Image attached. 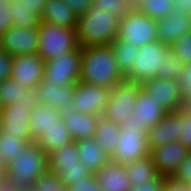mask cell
<instances>
[{"label": "cell", "instance_id": "obj_43", "mask_svg": "<svg viewBox=\"0 0 191 191\" xmlns=\"http://www.w3.org/2000/svg\"><path fill=\"white\" fill-rule=\"evenodd\" d=\"M14 56L0 49V82L11 78Z\"/></svg>", "mask_w": 191, "mask_h": 191}, {"label": "cell", "instance_id": "obj_36", "mask_svg": "<svg viewBox=\"0 0 191 191\" xmlns=\"http://www.w3.org/2000/svg\"><path fill=\"white\" fill-rule=\"evenodd\" d=\"M184 68L185 65L180 62L175 52L170 49L167 52L165 64L163 65V78L179 81L181 72Z\"/></svg>", "mask_w": 191, "mask_h": 191}, {"label": "cell", "instance_id": "obj_14", "mask_svg": "<svg viewBox=\"0 0 191 191\" xmlns=\"http://www.w3.org/2000/svg\"><path fill=\"white\" fill-rule=\"evenodd\" d=\"M1 129L9 135L20 136L32 140L29 123L31 111L29 104L16 102L0 108Z\"/></svg>", "mask_w": 191, "mask_h": 191}, {"label": "cell", "instance_id": "obj_15", "mask_svg": "<svg viewBox=\"0 0 191 191\" xmlns=\"http://www.w3.org/2000/svg\"><path fill=\"white\" fill-rule=\"evenodd\" d=\"M189 150L179 141L160 145L150 151L158 174L172 177L180 164L188 155Z\"/></svg>", "mask_w": 191, "mask_h": 191}, {"label": "cell", "instance_id": "obj_41", "mask_svg": "<svg viewBox=\"0 0 191 191\" xmlns=\"http://www.w3.org/2000/svg\"><path fill=\"white\" fill-rule=\"evenodd\" d=\"M68 191H101L96 177L91 174L89 177H82V180L71 183L67 187Z\"/></svg>", "mask_w": 191, "mask_h": 191}, {"label": "cell", "instance_id": "obj_28", "mask_svg": "<svg viewBox=\"0 0 191 191\" xmlns=\"http://www.w3.org/2000/svg\"><path fill=\"white\" fill-rule=\"evenodd\" d=\"M49 170L52 173L59 174L63 167L77 166L79 162L77 141L67 143L48 155Z\"/></svg>", "mask_w": 191, "mask_h": 191}, {"label": "cell", "instance_id": "obj_12", "mask_svg": "<svg viewBox=\"0 0 191 191\" xmlns=\"http://www.w3.org/2000/svg\"><path fill=\"white\" fill-rule=\"evenodd\" d=\"M142 88L167 112L186 106L179 81L154 77L144 82Z\"/></svg>", "mask_w": 191, "mask_h": 191}, {"label": "cell", "instance_id": "obj_46", "mask_svg": "<svg viewBox=\"0 0 191 191\" xmlns=\"http://www.w3.org/2000/svg\"><path fill=\"white\" fill-rule=\"evenodd\" d=\"M66 5L73 9L74 13L79 17L85 14L93 4V0H63Z\"/></svg>", "mask_w": 191, "mask_h": 191}, {"label": "cell", "instance_id": "obj_29", "mask_svg": "<svg viewBox=\"0 0 191 191\" xmlns=\"http://www.w3.org/2000/svg\"><path fill=\"white\" fill-rule=\"evenodd\" d=\"M131 186L151 181L159 176L151 155L125 166Z\"/></svg>", "mask_w": 191, "mask_h": 191}, {"label": "cell", "instance_id": "obj_21", "mask_svg": "<svg viewBox=\"0 0 191 191\" xmlns=\"http://www.w3.org/2000/svg\"><path fill=\"white\" fill-rule=\"evenodd\" d=\"M29 104L30 111L36 109L40 103L37 101L36 91L22 84H16L14 79L0 82V108L15 104L16 102Z\"/></svg>", "mask_w": 191, "mask_h": 191}, {"label": "cell", "instance_id": "obj_39", "mask_svg": "<svg viewBox=\"0 0 191 191\" xmlns=\"http://www.w3.org/2000/svg\"><path fill=\"white\" fill-rule=\"evenodd\" d=\"M91 8H99L122 19L127 13L124 0H93Z\"/></svg>", "mask_w": 191, "mask_h": 191}, {"label": "cell", "instance_id": "obj_30", "mask_svg": "<svg viewBox=\"0 0 191 191\" xmlns=\"http://www.w3.org/2000/svg\"><path fill=\"white\" fill-rule=\"evenodd\" d=\"M115 54L116 62L123 77H125L135 63L139 47L132 45V42L119 39L118 37L111 44Z\"/></svg>", "mask_w": 191, "mask_h": 191}, {"label": "cell", "instance_id": "obj_49", "mask_svg": "<svg viewBox=\"0 0 191 191\" xmlns=\"http://www.w3.org/2000/svg\"><path fill=\"white\" fill-rule=\"evenodd\" d=\"M173 9L179 14L191 15V0H174Z\"/></svg>", "mask_w": 191, "mask_h": 191}, {"label": "cell", "instance_id": "obj_1", "mask_svg": "<svg viewBox=\"0 0 191 191\" xmlns=\"http://www.w3.org/2000/svg\"><path fill=\"white\" fill-rule=\"evenodd\" d=\"M81 82L113 89L125 81L111 45L82 48Z\"/></svg>", "mask_w": 191, "mask_h": 191}, {"label": "cell", "instance_id": "obj_25", "mask_svg": "<svg viewBox=\"0 0 191 191\" xmlns=\"http://www.w3.org/2000/svg\"><path fill=\"white\" fill-rule=\"evenodd\" d=\"M73 141L64 120L60 118L59 121L53 122V125L34 143L50 155L56 149Z\"/></svg>", "mask_w": 191, "mask_h": 191}, {"label": "cell", "instance_id": "obj_24", "mask_svg": "<svg viewBox=\"0 0 191 191\" xmlns=\"http://www.w3.org/2000/svg\"><path fill=\"white\" fill-rule=\"evenodd\" d=\"M78 16L73 9L64 3L63 0H47L41 22H47L52 25L75 28Z\"/></svg>", "mask_w": 191, "mask_h": 191}, {"label": "cell", "instance_id": "obj_17", "mask_svg": "<svg viewBox=\"0 0 191 191\" xmlns=\"http://www.w3.org/2000/svg\"><path fill=\"white\" fill-rule=\"evenodd\" d=\"M75 85H50L42 80L35 88L37 101L40 105L54 106L60 114L70 110V102L73 99Z\"/></svg>", "mask_w": 191, "mask_h": 191}, {"label": "cell", "instance_id": "obj_2", "mask_svg": "<svg viewBox=\"0 0 191 191\" xmlns=\"http://www.w3.org/2000/svg\"><path fill=\"white\" fill-rule=\"evenodd\" d=\"M48 155L34 142L7 164L5 181L18 191L30 190L42 173L49 170Z\"/></svg>", "mask_w": 191, "mask_h": 191}, {"label": "cell", "instance_id": "obj_37", "mask_svg": "<svg viewBox=\"0 0 191 191\" xmlns=\"http://www.w3.org/2000/svg\"><path fill=\"white\" fill-rule=\"evenodd\" d=\"M91 174L87 167L79 161L77 166L63 167L58 177L68 187L71 183L82 180V177H89Z\"/></svg>", "mask_w": 191, "mask_h": 191}, {"label": "cell", "instance_id": "obj_33", "mask_svg": "<svg viewBox=\"0 0 191 191\" xmlns=\"http://www.w3.org/2000/svg\"><path fill=\"white\" fill-rule=\"evenodd\" d=\"M174 0H140L139 11L153 20H160L172 13Z\"/></svg>", "mask_w": 191, "mask_h": 191}, {"label": "cell", "instance_id": "obj_19", "mask_svg": "<svg viewBox=\"0 0 191 191\" xmlns=\"http://www.w3.org/2000/svg\"><path fill=\"white\" fill-rule=\"evenodd\" d=\"M147 133L150 151L160 145L179 141V109L167 112Z\"/></svg>", "mask_w": 191, "mask_h": 191}, {"label": "cell", "instance_id": "obj_27", "mask_svg": "<svg viewBox=\"0 0 191 191\" xmlns=\"http://www.w3.org/2000/svg\"><path fill=\"white\" fill-rule=\"evenodd\" d=\"M120 135V126L112 123L110 120L100 117L94 138L99 144L100 148L111 157L116 150L117 140Z\"/></svg>", "mask_w": 191, "mask_h": 191}, {"label": "cell", "instance_id": "obj_52", "mask_svg": "<svg viewBox=\"0 0 191 191\" xmlns=\"http://www.w3.org/2000/svg\"><path fill=\"white\" fill-rule=\"evenodd\" d=\"M6 171H7V164L0 154V172H2L5 175Z\"/></svg>", "mask_w": 191, "mask_h": 191}, {"label": "cell", "instance_id": "obj_16", "mask_svg": "<svg viewBox=\"0 0 191 191\" xmlns=\"http://www.w3.org/2000/svg\"><path fill=\"white\" fill-rule=\"evenodd\" d=\"M167 111L159 106L151 95H149L143 88L137 95L136 103L134 105V113L128 119L130 122H135L138 126L148 132L155 126Z\"/></svg>", "mask_w": 191, "mask_h": 191}, {"label": "cell", "instance_id": "obj_31", "mask_svg": "<svg viewBox=\"0 0 191 191\" xmlns=\"http://www.w3.org/2000/svg\"><path fill=\"white\" fill-rule=\"evenodd\" d=\"M9 14H11L12 26L20 28L39 27L41 18L32 11V8L25 5H15L14 0H10Z\"/></svg>", "mask_w": 191, "mask_h": 191}, {"label": "cell", "instance_id": "obj_9", "mask_svg": "<svg viewBox=\"0 0 191 191\" xmlns=\"http://www.w3.org/2000/svg\"><path fill=\"white\" fill-rule=\"evenodd\" d=\"M117 37L135 47L158 41L157 21L138 11L128 12L120 19Z\"/></svg>", "mask_w": 191, "mask_h": 191}, {"label": "cell", "instance_id": "obj_8", "mask_svg": "<svg viewBox=\"0 0 191 191\" xmlns=\"http://www.w3.org/2000/svg\"><path fill=\"white\" fill-rule=\"evenodd\" d=\"M82 48L45 61L43 80L50 85H76L80 80Z\"/></svg>", "mask_w": 191, "mask_h": 191}, {"label": "cell", "instance_id": "obj_51", "mask_svg": "<svg viewBox=\"0 0 191 191\" xmlns=\"http://www.w3.org/2000/svg\"><path fill=\"white\" fill-rule=\"evenodd\" d=\"M0 191H18L17 189L13 188L9 183L6 181L0 186Z\"/></svg>", "mask_w": 191, "mask_h": 191}, {"label": "cell", "instance_id": "obj_10", "mask_svg": "<svg viewBox=\"0 0 191 191\" xmlns=\"http://www.w3.org/2000/svg\"><path fill=\"white\" fill-rule=\"evenodd\" d=\"M110 93V88L79 81L73 90V99L70 102V109L101 117L109 102Z\"/></svg>", "mask_w": 191, "mask_h": 191}, {"label": "cell", "instance_id": "obj_26", "mask_svg": "<svg viewBox=\"0 0 191 191\" xmlns=\"http://www.w3.org/2000/svg\"><path fill=\"white\" fill-rule=\"evenodd\" d=\"M61 114L54 106L39 105L31 111V120L29 123L32 143L40 138L47 131L53 122L59 121Z\"/></svg>", "mask_w": 191, "mask_h": 191}, {"label": "cell", "instance_id": "obj_20", "mask_svg": "<svg viewBox=\"0 0 191 191\" xmlns=\"http://www.w3.org/2000/svg\"><path fill=\"white\" fill-rule=\"evenodd\" d=\"M101 191H130L131 183L125 165L111 159L95 174Z\"/></svg>", "mask_w": 191, "mask_h": 191}, {"label": "cell", "instance_id": "obj_44", "mask_svg": "<svg viewBox=\"0 0 191 191\" xmlns=\"http://www.w3.org/2000/svg\"><path fill=\"white\" fill-rule=\"evenodd\" d=\"M166 176L159 175L157 178L138 184V186H131L130 191H162Z\"/></svg>", "mask_w": 191, "mask_h": 191}, {"label": "cell", "instance_id": "obj_34", "mask_svg": "<svg viewBox=\"0 0 191 191\" xmlns=\"http://www.w3.org/2000/svg\"><path fill=\"white\" fill-rule=\"evenodd\" d=\"M30 191H68L66 185L57 174L47 170L36 180Z\"/></svg>", "mask_w": 191, "mask_h": 191}, {"label": "cell", "instance_id": "obj_23", "mask_svg": "<svg viewBox=\"0 0 191 191\" xmlns=\"http://www.w3.org/2000/svg\"><path fill=\"white\" fill-rule=\"evenodd\" d=\"M77 148L79 161L94 175L110 160L94 137L78 140Z\"/></svg>", "mask_w": 191, "mask_h": 191}, {"label": "cell", "instance_id": "obj_35", "mask_svg": "<svg viewBox=\"0 0 191 191\" xmlns=\"http://www.w3.org/2000/svg\"><path fill=\"white\" fill-rule=\"evenodd\" d=\"M179 142L191 151V105L179 108Z\"/></svg>", "mask_w": 191, "mask_h": 191}, {"label": "cell", "instance_id": "obj_32", "mask_svg": "<svg viewBox=\"0 0 191 191\" xmlns=\"http://www.w3.org/2000/svg\"><path fill=\"white\" fill-rule=\"evenodd\" d=\"M32 140H25L20 136L9 135L2 129L0 131V154L6 164H8L15 155L26 149Z\"/></svg>", "mask_w": 191, "mask_h": 191}, {"label": "cell", "instance_id": "obj_38", "mask_svg": "<svg viewBox=\"0 0 191 191\" xmlns=\"http://www.w3.org/2000/svg\"><path fill=\"white\" fill-rule=\"evenodd\" d=\"M180 62L184 65L191 64V31L180 37L172 46Z\"/></svg>", "mask_w": 191, "mask_h": 191}, {"label": "cell", "instance_id": "obj_13", "mask_svg": "<svg viewBox=\"0 0 191 191\" xmlns=\"http://www.w3.org/2000/svg\"><path fill=\"white\" fill-rule=\"evenodd\" d=\"M45 61L37 53L14 56L11 79L16 84L35 89L43 80Z\"/></svg>", "mask_w": 191, "mask_h": 191}, {"label": "cell", "instance_id": "obj_53", "mask_svg": "<svg viewBox=\"0 0 191 191\" xmlns=\"http://www.w3.org/2000/svg\"><path fill=\"white\" fill-rule=\"evenodd\" d=\"M5 182V175L0 172V186Z\"/></svg>", "mask_w": 191, "mask_h": 191}, {"label": "cell", "instance_id": "obj_3", "mask_svg": "<svg viewBox=\"0 0 191 191\" xmlns=\"http://www.w3.org/2000/svg\"><path fill=\"white\" fill-rule=\"evenodd\" d=\"M119 22L120 18L112 13L90 8L77 19L75 30L79 47L111 45L117 38Z\"/></svg>", "mask_w": 191, "mask_h": 191}, {"label": "cell", "instance_id": "obj_11", "mask_svg": "<svg viewBox=\"0 0 191 191\" xmlns=\"http://www.w3.org/2000/svg\"><path fill=\"white\" fill-rule=\"evenodd\" d=\"M0 49L12 56L33 55L38 53V27H9L0 35Z\"/></svg>", "mask_w": 191, "mask_h": 191}, {"label": "cell", "instance_id": "obj_6", "mask_svg": "<svg viewBox=\"0 0 191 191\" xmlns=\"http://www.w3.org/2000/svg\"><path fill=\"white\" fill-rule=\"evenodd\" d=\"M150 155L148 133L143 127L129 120L120 127L116 150L110 159L121 165H127Z\"/></svg>", "mask_w": 191, "mask_h": 191}, {"label": "cell", "instance_id": "obj_47", "mask_svg": "<svg viewBox=\"0 0 191 191\" xmlns=\"http://www.w3.org/2000/svg\"><path fill=\"white\" fill-rule=\"evenodd\" d=\"M46 1L47 0H14V4L31 7L32 11L41 18V15L46 5Z\"/></svg>", "mask_w": 191, "mask_h": 191}, {"label": "cell", "instance_id": "obj_48", "mask_svg": "<svg viewBox=\"0 0 191 191\" xmlns=\"http://www.w3.org/2000/svg\"><path fill=\"white\" fill-rule=\"evenodd\" d=\"M162 191H191V189L188 185L180 184L172 177H167Z\"/></svg>", "mask_w": 191, "mask_h": 191}, {"label": "cell", "instance_id": "obj_42", "mask_svg": "<svg viewBox=\"0 0 191 191\" xmlns=\"http://www.w3.org/2000/svg\"><path fill=\"white\" fill-rule=\"evenodd\" d=\"M179 84L186 105H191V64L185 65V68L180 75Z\"/></svg>", "mask_w": 191, "mask_h": 191}, {"label": "cell", "instance_id": "obj_40", "mask_svg": "<svg viewBox=\"0 0 191 191\" xmlns=\"http://www.w3.org/2000/svg\"><path fill=\"white\" fill-rule=\"evenodd\" d=\"M172 178L178 181L180 184L188 185L191 187V151L180 164L178 170L172 176Z\"/></svg>", "mask_w": 191, "mask_h": 191}, {"label": "cell", "instance_id": "obj_22", "mask_svg": "<svg viewBox=\"0 0 191 191\" xmlns=\"http://www.w3.org/2000/svg\"><path fill=\"white\" fill-rule=\"evenodd\" d=\"M74 141L94 137L100 116L84 114L72 109L61 114Z\"/></svg>", "mask_w": 191, "mask_h": 191}, {"label": "cell", "instance_id": "obj_50", "mask_svg": "<svg viewBox=\"0 0 191 191\" xmlns=\"http://www.w3.org/2000/svg\"><path fill=\"white\" fill-rule=\"evenodd\" d=\"M128 12L139 11L140 0H124Z\"/></svg>", "mask_w": 191, "mask_h": 191}, {"label": "cell", "instance_id": "obj_4", "mask_svg": "<svg viewBox=\"0 0 191 191\" xmlns=\"http://www.w3.org/2000/svg\"><path fill=\"white\" fill-rule=\"evenodd\" d=\"M170 49L171 46L161 41L139 47L135 63L125 80L142 85L154 77L163 78V65Z\"/></svg>", "mask_w": 191, "mask_h": 191}, {"label": "cell", "instance_id": "obj_5", "mask_svg": "<svg viewBox=\"0 0 191 191\" xmlns=\"http://www.w3.org/2000/svg\"><path fill=\"white\" fill-rule=\"evenodd\" d=\"M38 54L44 61L61 57L79 48L75 28L41 22L38 27Z\"/></svg>", "mask_w": 191, "mask_h": 191}, {"label": "cell", "instance_id": "obj_18", "mask_svg": "<svg viewBox=\"0 0 191 191\" xmlns=\"http://www.w3.org/2000/svg\"><path fill=\"white\" fill-rule=\"evenodd\" d=\"M191 31V15L179 14L175 9L157 21L158 41L172 46L180 37Z\"/></svg>", "mask_w": 191, "mask_h": 191}, {"label": "cell", "instance_id": "obj_7", "mask_svg": "<svg viewBox=\"0 0 191 191\" xmlns=\"http://www.w3.org/2000/svg\"><path fill=\"white\" fill-rule=\"evenodd\" d=\"M142 85L123 81L111 89L109 102L103 113L105 119L123 126L134 113V105Z\"/></svg>", "mask_w": 191, "mask_h": 191}, {"label": "cell", "instance_id": "obj_45", "mask_svg": "<svg viewBox=\"0 0 191 191\" xmlns=\"http://www.w3.org/2000/svg\"><path fill=\"white\" fill-rule=\"evenodd\" d=\"M9 4L10 0H0V35L12 26Z\"/></svg>", "mask_w": 191, "mask_h": 191}]
</instances>
